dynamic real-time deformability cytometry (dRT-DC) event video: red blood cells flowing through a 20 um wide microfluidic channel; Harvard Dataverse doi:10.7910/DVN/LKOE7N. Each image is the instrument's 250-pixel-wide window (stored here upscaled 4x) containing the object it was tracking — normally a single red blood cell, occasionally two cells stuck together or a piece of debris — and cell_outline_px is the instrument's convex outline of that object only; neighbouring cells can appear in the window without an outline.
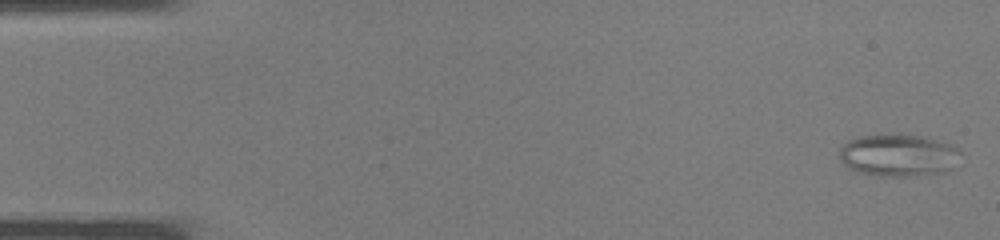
{"species": "common noctule bat (a hibernating species)", "species_latin": "Nyctalus noctula", "temperature_condition": "warm", "stored_images_in_passage": 37, "camera_frame_rate_fps": 3000, "um_per_image_px": 0.085, "animal": {"sex": "male", "body_mass_g": 19.0, "forearm_length_mm": 50.8}, "frame": {"image": 1, "passage_image": 1, "time_ms": 0.0, "image_size_px": [1000, 240], "cell_outline_px": [[960, 152], [952, 168], [944, 172], [908, 176], [876, 176], [856, 172], [848, 168], [844, 164], [840, 156], [840, 148], [848, 140], [856, 136], [900, 132], [924, 136], [948, 144], [956, 148]], "centroid_in_image_um": [76.3, 13.17], "position_along_channel_um": 8.7, "area_um2": 30.23}}
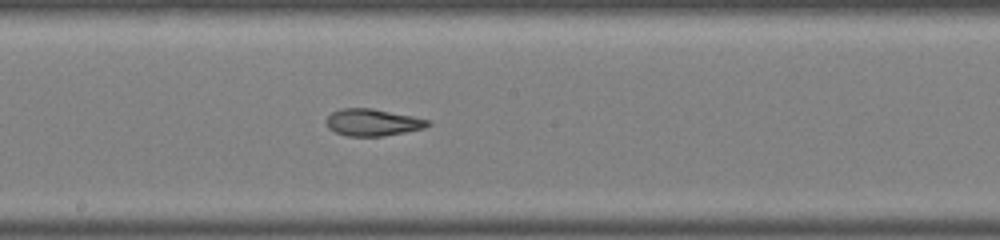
{"frame": {"image": 2, "passage_image": 20, "time_ms": 6.333, "image_size_px": [1000, 240], "cell_outline_px": [[432, 124], [424, 128], [384, 136], [348, 136], [336, 132], [328, 128], [328, 116], [332, 112], [340, 108], [372, 108], [432, 120]], "centroid_in_image_um": [31.72, 10.4], "position_along_channel_um": 216.5, "area_um2": 15.9}}
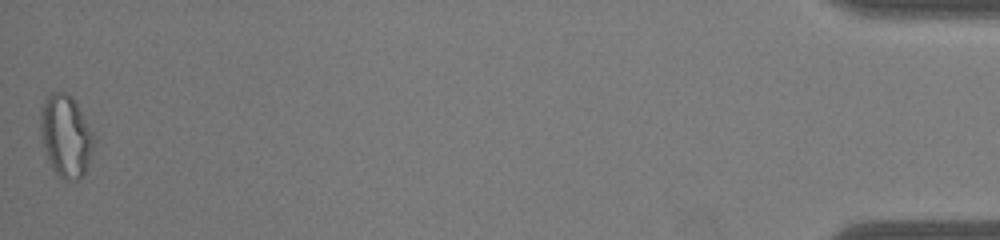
{"frame": {"image": 3, "passage_image": 37, "time_ms": 12.0, "image_size_px": [1000, 240], "cell_outline_px": [[96, 140], [88, 164], [84, 172], [76, 180], [64, 180], [52, 168], [48, 160], [40, 132], [40, 112], [44, 100], [52, 92], [64, 92], [72, 96], [76, 100], [96, 136]], "centroid_in_image_um": [5.62, 11.52], "position_along_channel_um": 429.6, "area_um2": 25.78}}